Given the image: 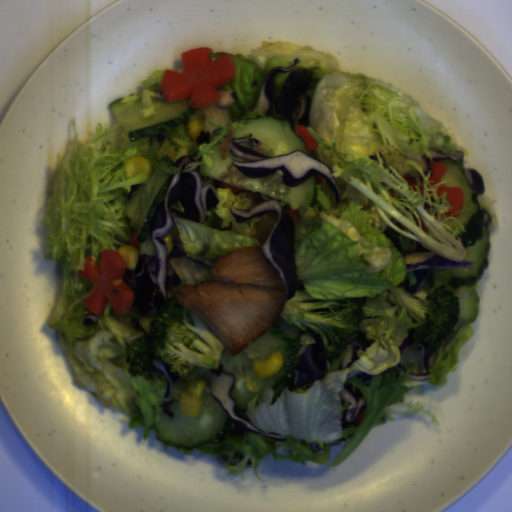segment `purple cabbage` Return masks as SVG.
<instances>
[{"label":"purple cabbage","mask_w":512,"mask_h":512,"mask_svg":"<svg viewBox=\"0 0 512 512\" xmlns=\"http://www.w3.org/2000/svg\"><path fill=\"white\" fill-rule=\"evenodd\" d=\"M199 152L180 156L174 160L179 172L172 179L149 224L145 241H141L135 270L125 269L123 280L133 290L132 305L137 306L142 316L154 317L168 299V289L179 284L180 280L169 258L186 257L182 242H172L173 248L168 254L164 238L174 226L170 211L176 216L204 223L219 202L217 190L221 180L201 175L200 171L185 169L197 165L201 157ZM173 202H180L184 210L178 211L171 207ZM171 207V209H170ZM191 259V258H189ZM199 264L213 268L220 260H207L204 254H197L194 259Z\"/></svg>","instance_id":"obj_1"},{"label":"purple cabbage","mask_w":512,"mask_h":512,"mask_svg":"<svg viewBox=\"0 0 512 512\" xmlns=\"http://www.w3.org/2000/svg\"><path fill=\"white\" fill-rule=\"evenodd\" d=\"M262 144L258 138H252L251 132L245 137H232L229 152L252 162H237L233 159L231 163L250 178H262L283 171L282 183L291 188L321 175L334 193L335 204L340 203L341 190L329 166L299 150L277 156H264L254 151V147Z\"/></svg>","instance_id":"obj_2"},{"label":"purple cabbage","mask_w":512,"mask_h":512,"mask_svg":"<svg viewBox=\"0 0 512 512\" xmlns=\"http://www.w3.org/2000/svg\"><path fill=\"white\" fill-rule=\"evenodd\" d=\"M260 196L265 202L247 209L230 207V211L239 224L268 213L276 215V221L260 250L281 277L285 298L278 302H285L294 298L298 283L294 219L287 213V210L291 209L285 203L261 193Z\"/></svg>","instance_id":"obj_3"},{"label":"purple cabbage","mask_w":512,"mask_h":512,"mask_svg":"<svg viewBox=\"0 0 512 512\" xmlns=\"http://www.w3.org/2000/svg\"><path fill=\"white\" fill-rule=\"evenodd\" d=\"M311 80L312 70L294 69L283 81L275 103V119L288 120L291 130L295 133L296 126L306 128L311 117V97L307 93Z\"/></svg>","instance_id":"obj_4"},{"label":"purple cabbage","mask_w":512,"mask_h":512,"mask_svg":"<svg viewBox=\"0 0 512 512\" xmlns=\"http://www.w3.org/2000/svg\"><path fill=\"white\" fill-rule=\"evenodd\" d=\"M211 395L215 401L225 411L226 415L232 419L230 430L254 432L263 434L275 442H285L287 437L280 433H266L257 428L246 416L244 410L237 409L236 402L232 396V389L235 382V376L230 372H225L223 365L218 369L209 371Z\"/></svg>","instance_id":"obj_5"},{"label":"purple cabbage","mask_w":512,"mask_h":512,"mask_svg":"<svg viewBox=\"0 0 512 512\" xmlns=\"http://www.w3.org/2000/svg\"><path fill=\"white\" fill-rule=\"evenodd\" d=\"M309 334L313 337L315 344L302 346L295 352L291 378L286 384L290 392L304 387L307 383L323 379L325 373L331 369V363L327 359V348L321 335L315 330H310Z\"/></svg>","instance_id":"obj_6"},{"label":"purple cabbage","mask_w":512,"mask_h":512,"mask_svg":"<svg viewBox=\"0 0 512 512\" xmlns=\"http://www.w3.org/2000/svg\"><path fill=\"white\" fill-rule=\"evenodd\" d=\"M406 271L414 272L415 284L408 288L410 295L423 290L430 269H466L474 267V261H456L434 252L405 254Z\"/></svg>","instance_id":"obj_7"},{"label":"purple cabbage","mask_w":512,"mask_h":512,"mask_svg":"<svg viewBox=\"0 0 512 512\" xmlns=\"http://www.w3.org/2000/svg\"><path fill=\"white\" fill-rule=\"evenodd\" d=\"M339 396L341 406L345 402L348 403L347 409L343 411L341 422V427L345 430L349 424L353 423L359 413L367 410V405L362 392L350 383H344Z\"/></svg>","instance_id":"obj_8"},{"label":"purple cabbage","mask_w":512,"mask_h":512,"mask_svg":"<svg viewBox=\"0 0 512 512\" xmlns=\"http://www.w3.org/2000/svg\"><path fill=\"white\" fill-rule=\"evenodd\" d=\"M300 61V57H297L296 59H294L293 65L289 67L279 66L276 68H272L268 72L260 86L258 99L255 102L251 111L255 112L258 108V102H260L262 105L264 115L266 117H270L273 102L272 89L275 78L277 77L278 74L288 73L292 71L293 67L298 65Z\"/></svg>","instance_id":"obj_9"},{"label":"purple cabbage","mask_w":512,"mask_h":512,"mask_svg":"<svg viewBox=\"0 0 512 512\" xmlns=\"http://www.w3.org/2000/svg\"><path fill=\"white\" fill-rule=\"evenodd\" d=\"M151 364L156 370H158L159 372H161L164 375V377L167 381L165 394H164L163 398L161 399V401L159 402L158 407L160 408L162 414L167 419L174 418V414H173V412H171V407L176 401L175 400H171L169 402H166V401L170 398V396L175 388L176 378L171 374V372L164 360H162L160 358H155V359H152Z\"/></svg>","instance_id":"obj_10"},{"label":"purple cabbage","mask_w":512,"mask_h":512,"mask_svg":"<svg viewBox=\"0 0 512 512\" xmlns=\"http://www.w3.org/2000/svg\"><path fill=\"white\" fill-rule=\"evenodd\" d=\"M417 352L423 372L422 374L409 373L407 380L415 382L425 381L431 377L430 368L434 366L437 360V350L430 348L420 338L417 344Z\"/></svg>","instance_id":"obj_11"},{"label":"purple cabbage","mask_w":512,"mask_h":512,"mask_svg":"<svg viewBox=\"0 0 512 512\" xmlns=\"http://www.w3.org/2000/svg\"><path fill=\"white\" fill-rule=\"evenodd\" d=\"M433 156V159L428 157L425 153L421 157L422 161V172L424 176H428V172L432 169V162H439L441 160H452L453 162H461L463 158V151L453 150L448 154H443L442 151L438 149L429 150Z\"/></svg>","instance_id":"obj_12"},{"label":"purple cabbage","mask_w":512,"mask_h":512,"mask_svg":"<svg viewBox=\"0 0 512 512\" xmlns=\"http://www.w3.org/2000/svg\"><path fill=\"white\" fill-rule=\"evenodd\" d=\"M347 354L340 362V369H347L357 360L358 350H364L368 347V342L365 339H360L357 335L351 344L347 345Z\"/></svg>","instance_id":"obj_13"},{"label":"purple cabbage","mask_w":512,"mask_h":512,"mask_svg":"<svg viewBox=\"0 0 512 512\" xmlns=\"http://www.w3.org/2000/svg\"><path fill=\"white\" fill-rule=\"evenodd\" d=\"M461 171L473 189L475 195L481 196L485 193L484 179L475 168H468Z\"/></svg>","instance_id":"obj_14"},{"label":"purple cabbage","mask_w":512,"mask_h":512,"mask_svg":"<svg viewBox=\"0 0 512 512\" xmlns=\"http://www.w3.org/2000/svg\"><path fill=\"white\" fill-rule=\"evenodd\" d=\"M220 94V99L218 101V105L221 108H229L234 105L237 96L235 90H224L218 92Z\"/></svg>","instance_id":"obj_15"},{"label":"purple cabbage","mask_w":512,"mask_h":512,"mask_svg":"<svg viewBox=\"0 0 512 512\" xmlns=\"http://www.w3.org/2000/svg\"><path fill=\"white\" fill-rule=\"evenodd\" d=\"M419 338V335L416 329L408 330L407 337L403 340L400 347H398L399 355H404L407 353L408 349L415 343V341Z\"/></svg>","instance_id":"obj_16"},{"label":"purple cabbage","mask_w":512,"mask_h":512,"mask_svg":"<svg viewBox=\"0 0 512 512\" xmlns=\"http://www.w3.org/2000/svg\"><path fill=\"white\" fill-rule=\"evenodd\" d=\"M353 377L361 378L362 384H364L366 387L370 386L373 376H370L362 371H355V372H348L346 375V380H349Z\"/></svg>","instance_id":"obj_17"},{"label":"purple cabbage","mask_w":512,"mask_h":512,"mask_svg":"<svg viewBox=\"0 0 512 512\" xmlns=\"http://www.w3.org/2000/svg\"><path fill=\"white\" fill-rule=\"evenodd\" d=\"M211 141V132L209 130H201L197 139H195L196 145H203L205 143H210Z\"/></svg>","instance_id":"obj_18"},{"label":"purple cabbage","mask_w":512,"mask_h":512,"mask_svg":"<svg viewBox=\"0 0 512 512\" xmlns=\"http://www.w3.org/2000/svg\"><path fill=\"white\" fill-rule=\"evenodd\" d=\"M389 371H394L395 372V375H396V379L399 378V374L402 376V378L404 377V375L406 374V371L407 369H404L402 367L401 364H396L394 366H392L391 368L387 369L386 371H384L383 373H381L383 376L386 375Z\"/></svg>","instance_id":"obj_19"},{"label":"purple cabbage","mask_w":512,"mask_h":512,"mask_svg":"<svg viewBox=\"0 0 512 512\" xmlns=\"http://www.w3.org/2000/svg\"><path fill=\"white\" fill-rule=\"evenodd\" d=\"M98 323V316H96L93 312L90 314H87L83 319V325L85 326H93L97 325Z\"/></svg>","instance_id":"obj_20"},{"label":"purple cabbage","mask_w":512,"mask_h":512,"mask_svg":"<svg viewBox=\"0 0 512 512\" xmlns=\"http://www.w3.org/2000/svg\"><path fill=\"white\" fill-rule=\"evenodd\" d=\"M407 176H409L410 178H413L414 181L416 182V184L418 185V187L423 188L424 181L418 171H416L415 169H412Z\"/></svg>","instance_id":"obj_21"},{"label":"purple cabbage","mask_w":512,"mask_h":512,"mask_svg":"<svg viewBox=\"0 0 512 512\" xmlns=\"http://www.w3.org/2000/svg\"><path fill=\"white\" fill-rule=\"evenodd\" d=\"M148 138H149L150 147H153L159 143H162L163 140L165 139L164 135H162L161 133L152 135V136H148Z\"/></svg>","instance_id":"obj_22"},{"label":"purple cabbage","mask_w":512,"mask_h":512,"mask_svg":"<svg viewBox=\"0 0 512 512\" xmlns=\"http://www.w3.org/2000/svg\"><path fill=\"white\" fill-rule=\"evenodd\" d=\"M483 227L490 225L492 217L486 209H482Z\"/></svg>","instance_id":"obj_23"},{"label":"purple cabbage","mask_w":512,"mask_h":512,"mask_svg":"<svg viewBox=\"0 0 512 512\" xmlns=\"http://www.w3.org/2000/svg\"><path fill=\"white\" fill-rule=\"evenodd\" d=\"M242 458H243L242 454H240L239 452H236V453L233 455V457H232V459H231V461H230V465L236 466L237 464H239V463H240V461L242 460Z\"/></svg>","instance_id":"obj_24"},{"label":"purple cabbage","mask_w":512,"mask_h":512,"mask_svg":"<svg viewBox=\"0 0 512 512\" xmlns=\"http://www.w3.org/2000/svg\"><path fill=\"white\" fill-rule=\"evenodd\" d=\"M216 459L220 465L227 464V462H228V456H226V455L216 456Z\"/></svg>","instance_id":"obj_25"},{"label":"purple cabbage","mask_w":512,"mask_h":512,"mask_svg":"<svg viewBox=\"0 0 512 512\" xmlns=\"http://www.w3.org/2000/svg\"><path fill=\"white\" fill-rule=\"evenodd\" d=\"M310 448L312 449V452H314V453H316V452L320 451V447H319V445H318V443H317V442H313V443H311Z\"/></svg>","instance_id":"obj_26"}]
</instances>
